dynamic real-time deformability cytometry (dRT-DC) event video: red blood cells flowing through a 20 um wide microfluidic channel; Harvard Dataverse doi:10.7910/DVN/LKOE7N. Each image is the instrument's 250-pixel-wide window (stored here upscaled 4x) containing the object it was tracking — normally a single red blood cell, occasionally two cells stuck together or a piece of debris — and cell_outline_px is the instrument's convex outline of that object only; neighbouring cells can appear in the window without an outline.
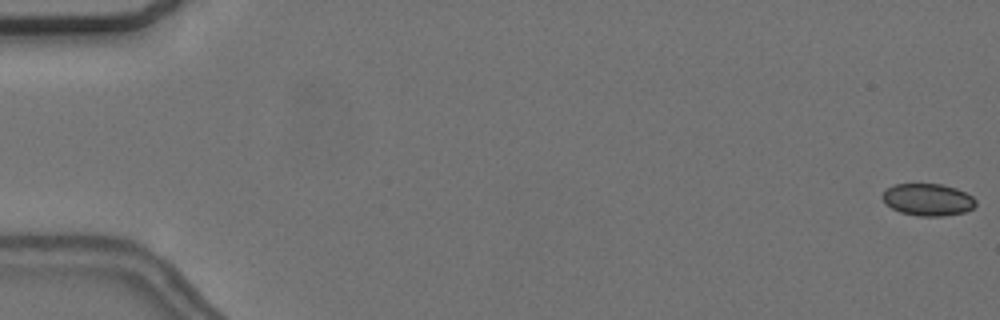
{"species": "common noctule bat (a hibernating species)", "species_latin": "Nyctalus noctula", "temperature_condition": "cold", "stored_images_in_passage": 11, "camera_frame_rate_fps": 3000, "um_per_image_px": 0.085, "animal": {"sex": "female", "body_mass_g": 24.6, "forearm_length_mm": 56.2}, "frame": {"image": 1, "passage_image": 1, "time_ms": 0.0, "image_size_px": [1000, 320], "cell_outline_px": [[976, 204], [972, 208], [964, 212], [940, 216], [920, 216], [900, 212], [884, 204], [880, 196], [884, 188], [896, 184], [940, 184], [956, 188], [972, 196], [976, 200]], "centroid_in_image_um": [78.8, 16.96], "position_along_channel_um": 6.2, "area_um2": 17.57}}